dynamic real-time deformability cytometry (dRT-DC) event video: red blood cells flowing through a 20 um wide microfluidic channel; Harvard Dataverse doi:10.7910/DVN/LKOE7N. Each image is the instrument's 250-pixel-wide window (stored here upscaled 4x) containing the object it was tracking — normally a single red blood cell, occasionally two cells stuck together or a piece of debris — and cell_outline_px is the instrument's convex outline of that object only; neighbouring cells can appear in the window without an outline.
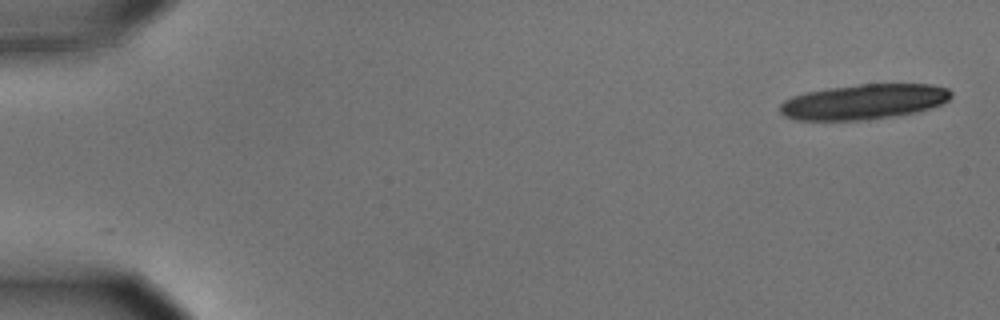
{"species": "common noctule bat (a hibernating species)", "species_latin": "Nyctalus noctula", "temperature_condition": "cold", "stored_images_in_passage": 25, "camera_frame_rate_fps": 3000, "um_per_image_px": 0.085, "animal": {"sex": "male", "body_mass_g": 15.6}, "frame": {"image": 1, "passage_image": 1, "time_ms": 0.0, "image_size_px": [1000, 320], "cell_outline_px": [[952, 96], [948, 100], [940, 104], [928, 108], [912, 112], [892, 116], [860, 120], [796, 120], [784, 116], [780, 112], [780, 104], [784, 100], [792, 96], [804, 92], [828, 88], [860, 84], [932, 84], [948, 88], [952, 92]], "centroid_in_image_um": [73.39, 8.64], "position_along_channel_um": 11.6, "area_um2": 34.91}}